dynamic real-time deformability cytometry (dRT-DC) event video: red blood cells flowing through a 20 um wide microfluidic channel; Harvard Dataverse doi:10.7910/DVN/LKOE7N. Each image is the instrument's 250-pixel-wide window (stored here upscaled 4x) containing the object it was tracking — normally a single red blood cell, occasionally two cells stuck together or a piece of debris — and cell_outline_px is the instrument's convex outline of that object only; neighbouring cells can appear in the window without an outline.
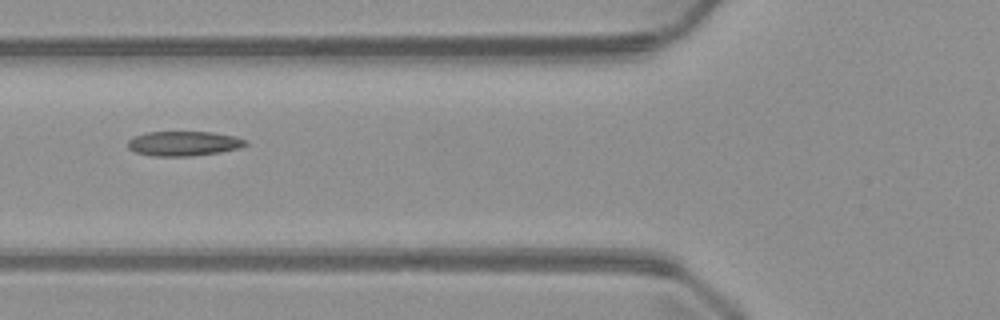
{"species": "common noctule bat (a hibernating species)", "species_latin": "Nyctalus noctula", "temperature_condition": "warm", "stored_images_in_passage": 6, "camera_frame_rate_fps": 3000, "um_per_image_px": 0.085, "animal": {"sex": "male", "body_mass_g": 23.1, "forearm_length_mm": 52.7}, "frame": {"image": 1, "passage_image": 6, "time_ms": 5.667, "image_size_px": [1000, 320], "cell_outline_px": [[248, 144], [240, 148], [220, 152], [192, 156], [152, 156], [136, 152], [128, 148], [128, 140], [132, 136], [148, 132], [212, 132], [236, 136], [248, 140]], "centroid_in_image_um": [15.64, 12.19], "position_along_channel_um": 110.2, "area_um2": 17.11}}